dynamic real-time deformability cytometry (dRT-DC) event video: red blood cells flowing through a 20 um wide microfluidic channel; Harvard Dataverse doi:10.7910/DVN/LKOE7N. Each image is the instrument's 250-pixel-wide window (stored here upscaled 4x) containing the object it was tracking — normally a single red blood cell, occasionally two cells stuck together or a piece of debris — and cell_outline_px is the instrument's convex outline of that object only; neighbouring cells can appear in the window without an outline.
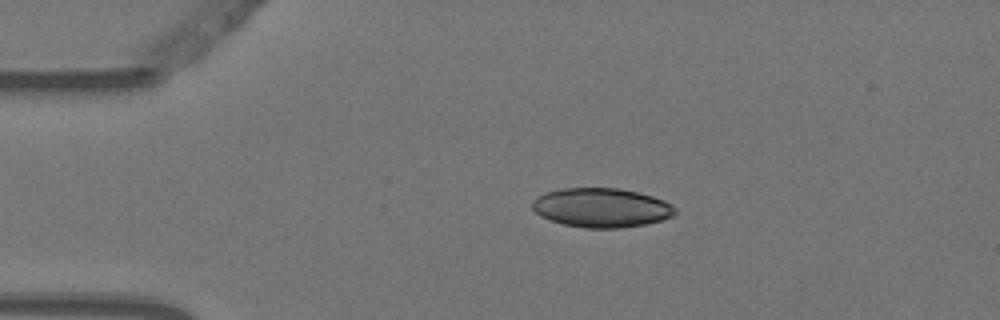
{"species": "Egyptian fruit bat (a non-hibernating species)", "species_latin": "Rousettus aegyptiacus", "temperature_condition": "warm", "stored_images_in_passage": 3, "camera_frame_rate_fps": 3000, "um_per_image_px": 0.085, "animal": {"sex": "female"}, "frame": {"image": 1, "passage_image": 2, "time_ms": 0.333, "image_size_px": [1000, 320], "cell_outline_px": [[676, 212], [672, 216], [664, 220], [644, 224], [620, 228], [584, 228], [564, 224], [540, 216], [532, 208], [532, 200], [544, 192], [564, 188], [620, 188], [652, 196], [664, 200], [672, 204], [676, 208]], "centroid_in_image_um": [51.13, 17.65], "position_along_channel_um": 33.9, "area_um2": 32.71}}